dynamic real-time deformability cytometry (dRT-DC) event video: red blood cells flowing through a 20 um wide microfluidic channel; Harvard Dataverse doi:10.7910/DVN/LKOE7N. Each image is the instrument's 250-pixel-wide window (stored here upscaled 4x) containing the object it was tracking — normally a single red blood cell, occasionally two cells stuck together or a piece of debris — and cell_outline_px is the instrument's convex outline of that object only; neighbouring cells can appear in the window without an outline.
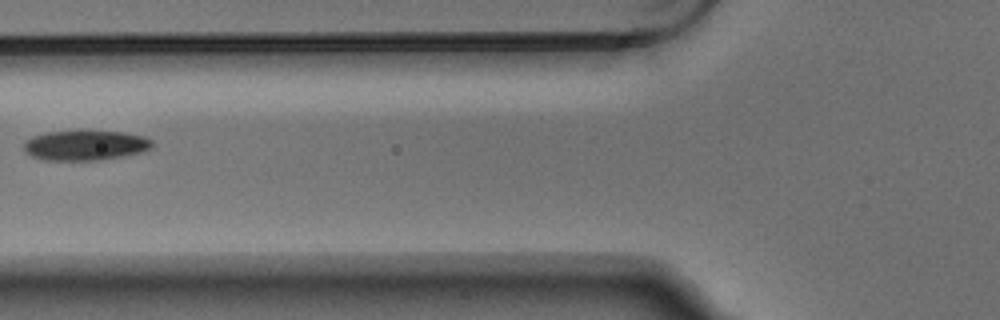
{"species": "Egyptian fruit bat (a non-hibernating species)", "species_latin": "Rousettus aegyptiacus", "temperature_condition": "warm", "stored_images_in_passage": 6, "camera_frame_rate_fps": 3000, "um_per_image_px": 0.085, "animal": {"sex": "male"}, "frame": {"image": 1, "passage_image": 5, "time_ms": 1.333, "image_size_px": [1000, 320], "cell_outline_px": [[152, 148], [140, 152], [124, 156], [96, 160], [44, 160], [32, 156], [24, 152], [24, 140], [32, 136], [48, 132], [84, 128], [124, 132], [144, 136], [152, 140]], "centroid_in_image_um": [7.23, 12.3], "position_along_channel_um": 118.6, "area_um2": 23.29}}
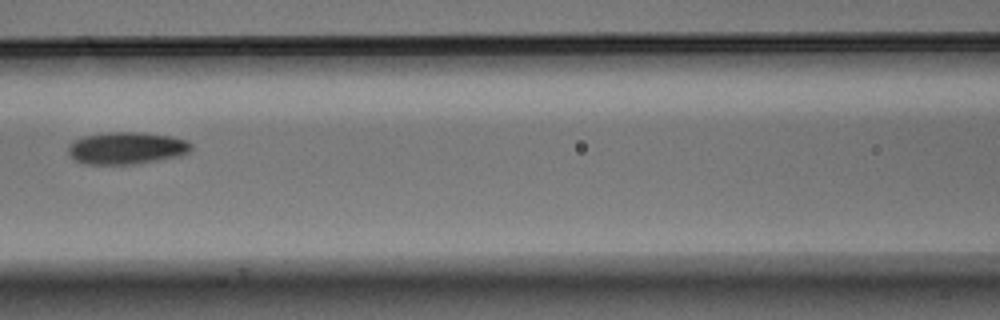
{"frame": {"image": 2, "passage_image": 6, "time_ms": 1.667, "image_size_px": [1000, 320], "cell_outline_px": [[192, 148], [188, 152], [180, 156], [140, 164], [84, 164], [72, 160], [68, 152], [68, 144], [72, 140], [84, 136], [108, 132], [140, 132], [172, 136], [188, 140], [192, 144]], "centroid_in_image_um": [10.75, 12.59], "position_along_channel_um": 155.9, "area_um2": 23.52}}